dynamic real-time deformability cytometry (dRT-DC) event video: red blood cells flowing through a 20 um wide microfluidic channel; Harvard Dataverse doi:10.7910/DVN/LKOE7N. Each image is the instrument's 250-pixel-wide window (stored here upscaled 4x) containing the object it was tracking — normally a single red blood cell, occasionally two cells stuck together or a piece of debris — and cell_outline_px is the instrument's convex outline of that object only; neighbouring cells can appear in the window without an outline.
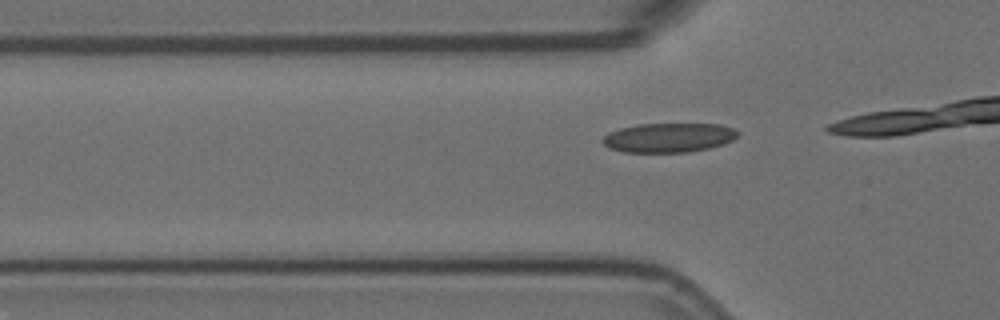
{"species": "Egyptian fruit bat (a non-hibernating species)", "species_latin": "Rousettus aegyptiacus", "temperature_condition": "room temperature", "stored_images_in_passage": 16, "camera_frame_rate_fps": 3000, "um_per_image_px": 0.085, "animal": {"sex": "female"}, "frame": {"image": 1, "passage_image": 13, "time_ms": 4.0, "image_size_px": [1000, 320], "cell_outline_px": [[740, 132], [732, 140], [724, 144], [708, 148], [688, 152], [624, 152], [608, 148], [600, 140], [608, 132], [620, 128], [640, 124], [720, 124], [732, 128]], "centroid_in_image_um": [56.81, 11.7], "position_along_channel_um": 69.0, "area_um2": 23.12}}